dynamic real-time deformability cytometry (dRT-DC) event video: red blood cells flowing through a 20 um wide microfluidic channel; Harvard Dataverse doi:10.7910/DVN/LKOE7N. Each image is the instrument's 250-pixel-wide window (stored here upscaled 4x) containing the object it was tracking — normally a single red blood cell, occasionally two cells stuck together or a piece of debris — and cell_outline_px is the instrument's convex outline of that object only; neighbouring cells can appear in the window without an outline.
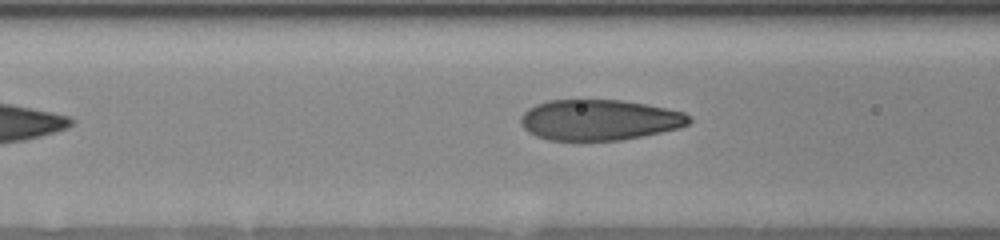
{"species": "human", "species_latin": "Homo sapiens", "temperature_condition": "room temperature", "stored_images_in_passage": 16, "camera_frame_rate_fps": 3000, "um_per_image_px": 0.085, "donor": {"sex": "female"}, "frame": {"image": 1, "passage_image": 16, "time_ms": 6.0, "image_size_px": [1000, 240], "cell_outline_px": [[692, 120], [688, 124], [680, 128], [644, 136], [620, 140], [548, 140], [536, 136], [528, 132], [520, 124], [520, 116], [528, 108], [536, 104], [548, 100], [620, 100], [644, 104], [684, 112]], "centroid_in_image_um": [50.91, 10.2], "position_along_channel_um": 115.7, "area_um2": 39.94}}